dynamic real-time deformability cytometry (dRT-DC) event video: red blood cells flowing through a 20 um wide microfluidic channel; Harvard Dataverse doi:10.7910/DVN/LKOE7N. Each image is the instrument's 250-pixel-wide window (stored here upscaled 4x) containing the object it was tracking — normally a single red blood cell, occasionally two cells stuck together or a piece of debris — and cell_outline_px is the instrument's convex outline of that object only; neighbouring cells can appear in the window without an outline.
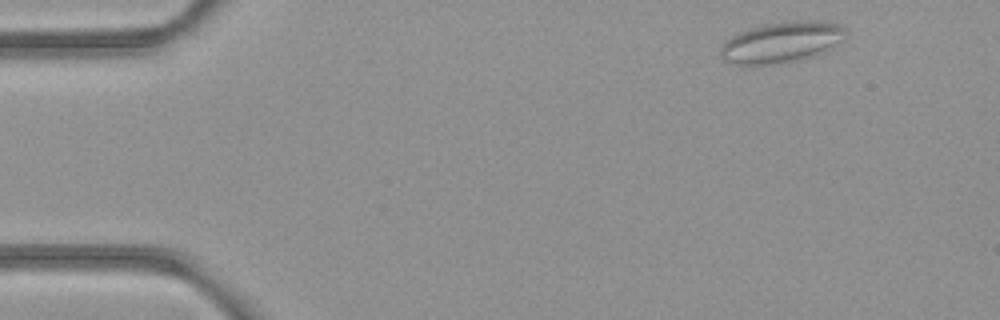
{"species": "common noctule bat (a hibernating species)", "species_latin": "Nyctalus noctula", "temperature_condition": "room temperature", "stored_images_in_passage": 4, "camera_frame_rate_fps": 3000, "um_per_image_px": 0.085, "animal": {"sex": "female", "body_mass_g": 21.9}, "frame": {"image": 1, "passage_image": 1, "time_ms": 0.0, "image_size_px": [1000, 320], "cell_outline_px": [[848, 36], [832, 48], [808, 56], [776, 64], [752, 68], [732, 64], [724, 60], [720, 56], [720, 48], [736, 32], [764, 24], [784, 20], [824, 20], [836, 24], [844, 28], [848, 32]], "centroid_in_image_um": [66.4, 3.59], "position_along_channel_um": 18.6, "area_um2": 30.46}}